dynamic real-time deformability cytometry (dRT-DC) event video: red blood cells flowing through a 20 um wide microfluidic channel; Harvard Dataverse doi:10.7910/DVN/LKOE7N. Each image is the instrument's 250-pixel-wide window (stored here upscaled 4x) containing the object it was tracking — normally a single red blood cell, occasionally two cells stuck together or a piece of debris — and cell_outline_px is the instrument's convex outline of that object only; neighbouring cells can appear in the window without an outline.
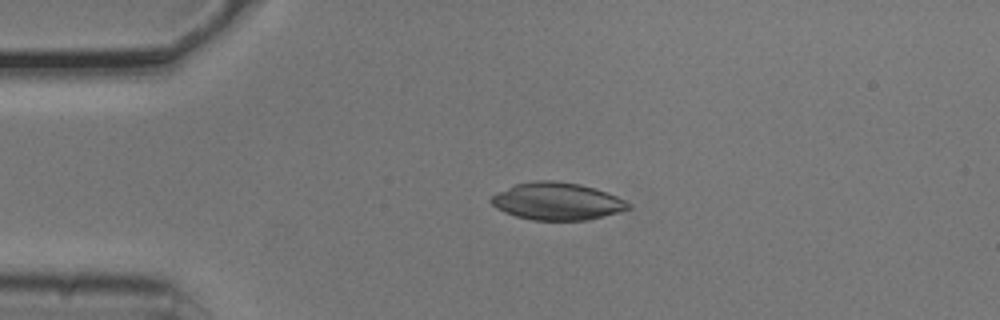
{"species": "common noctule bat (a hibernating species)", "species_latin": "Nyctalus noctula", "temperature_condition": "cold", "stored_images_in_passage": 5, "camera_frame_rate_fps": 3000, "um_per_image_px": 0.085, "animal": {"sex": "male", "body_mass_g": 20.5, "forearm_length_mm": 52.5}, "frame": {"image": 1, "passage_image": 4, "time_ms": 1.0, "image_size_px": [1000, 320], "cell_outline_px": [[632, 208], [604, 216], [588, 220], [532, 220], [516, 216], [504, 212], [496, 208], [488, 200], [496, 192], [516, 184], [536, 180], [552, 180], [580, 184], [616, 196], [632, 204]], "centroid_in_image_um": [47.32, 17.11], "position_along_channel_um": 37.7, "area_um2": 29.82}}